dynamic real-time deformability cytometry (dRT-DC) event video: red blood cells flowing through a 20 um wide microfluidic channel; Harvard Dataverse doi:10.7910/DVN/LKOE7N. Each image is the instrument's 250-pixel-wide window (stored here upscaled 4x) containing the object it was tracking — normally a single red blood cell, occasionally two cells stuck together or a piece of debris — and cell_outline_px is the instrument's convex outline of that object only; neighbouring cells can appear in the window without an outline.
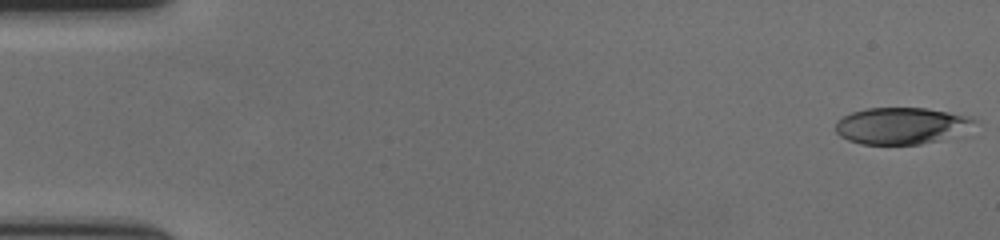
{"species": "human", "species_latin": "Homo sapiens", "temperature_condition": "cold", "stored_images_in_passage": 58, "camera_frame_rate_fps": 3000, "um_per_image_px": 0.085, "donor": {"sex": "female"}, "frame": {"image": 1, "passage_image": 1, "time_ms": 0.0, "image_size_px": [1000, 240], "cell_outline_px": [[980, 120], [968, 136], [920, 144], [860, 144], [848, 140], [840, 136], [836, 132], [836, 120], [852, 112], [868, 108], [924, 108], [976, 116]], "centroid_in_image_um": [76.83, 10.7], "position_along_channel_um": 8.2, "area_um2": 30.92}}
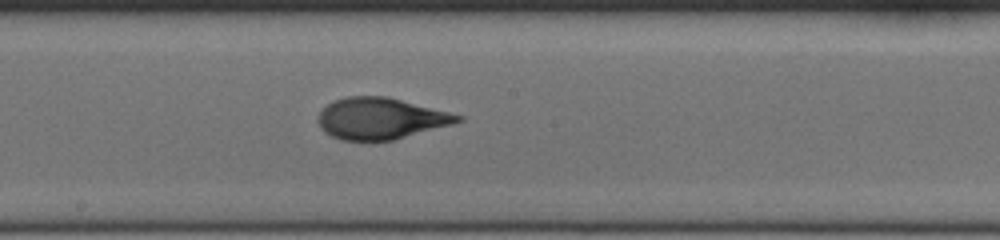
{"frame": {"image": 2, "passage_image": 32, "time_ms": 10.333, "image_size_px": [1000, 240], "cell_outline_px": [[464, 120], [452, 124], [392, 140], [340, 140], [324, 132], [320, 128], [316, 120], [316, 116], [332, 100], [344, 96], [388, 96], [464, 116]], "centroid_in_image_um": [32.31, 10.06], "position_along_channel_um": 215.9, "area_um2": 33.76}}
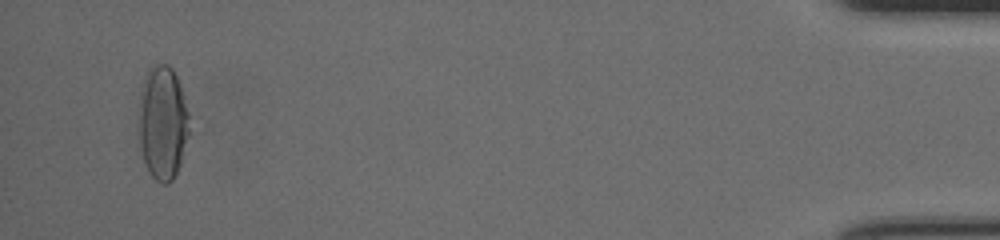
{"frame": {"image": 3, "passage_image": 56, "time_ms": 18.333, "image_size_px": [1000, 240], "cell_outline_px": [[188, 136], [180, 164], [172, 180], [168, 184], [160, 184], [152, 176], [144, 160], [140, 148], [140, 116], [144, 80], [148, 68], [156, 64], [168, 64], [172, 68], [176, 76], [188, 112]], "centroid_in_image_um": [13.84, 10.46], "position_along_channel_um": 421.4, "area_um2": 32.6}, "authors_computed_cell_mechanics": {"area_um2": 32.9749, "velocity_mm_per_s": 3.5619, "shape_relaxation_time_tau1_ms": 5.371, "shape_relaxation_time_tau2_ms": 1.3013, "deformation_change_tau1": 0.2189, "deformation_change_tau2": 0.0836}}